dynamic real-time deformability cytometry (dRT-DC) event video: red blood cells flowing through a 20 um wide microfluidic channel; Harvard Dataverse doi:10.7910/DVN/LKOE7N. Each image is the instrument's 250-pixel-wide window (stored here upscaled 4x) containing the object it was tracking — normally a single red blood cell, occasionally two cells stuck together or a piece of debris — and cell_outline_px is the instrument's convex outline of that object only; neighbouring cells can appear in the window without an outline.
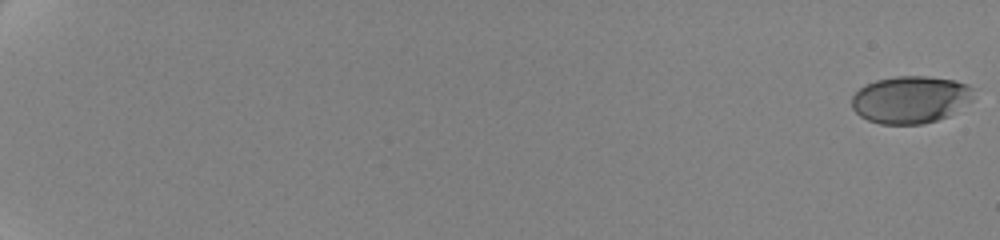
{"species": "human", "species_latin": "Homo sapiens", "temperature_condition": "cold", "stored_images_in_passage": 19, "camera_frame_rate_fps": 3000, "um_per_image_px": 0.085, "donor": {"sex": "female"}, "frame": {"image": 1, "passage_image": 1, "time_ms": 0.0, "image_size_px": [1000, 240], "cell_outline_px": [[972, 100], [948, 116], [924, 124], [880, 124], [868, 120], [860, 116], [852, 108], [852, 96], [864, 84], [876, 80], [896, 76], [928, 76], [956, 80], [968, 84], [972, 88]], "centroid_in_image_um": [77.38, 8.46], "position_along_channel_um": 7.6, "area_um2": 33.7}}
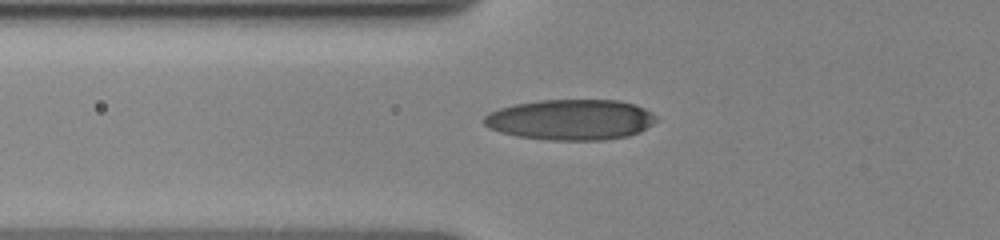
{"frame": {"image": 2, "passage_image": 11, "time_ms": 8.667, "image_size_px": [1000, 240], "cell_outline_px": [[660, 120], [640, 132], [628, 136], [604, 140], [548, 140], [516, 136], [500, 132], [488, 128], [484, 124], [484, 116], [500, 108], [516, 104], [540, 100], [616, 100], [636, 104], [652, 112]], "centroid_in_image_um": [48.56, 10.18], "position_along_channel_um": 77.2, "area_um2": 40.98}}
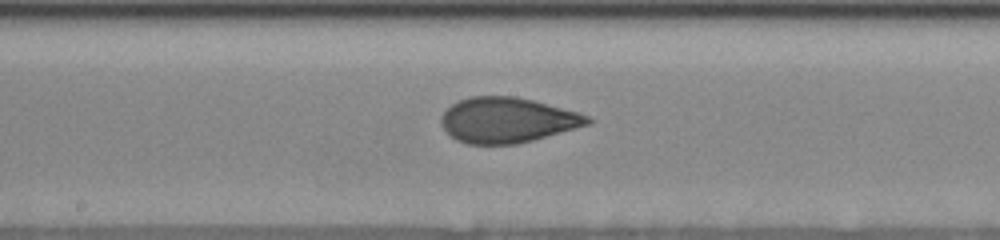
{"frame": {"image": 3, "passage_image": 19, "time_ms": 12.333, "image_size_px": [1000, 240], "cell_outline_px": [[592, 124], [532, 140], [516, 144], [468, 144], [456, 140], [444, 128], [440, 120], [444, 112], [452, 104], [460, 100], [472, 96], [516, 96], [532, 100], [592, 116]], "centroid_in_image_um": [43.15, 10.21], "position_along_channel_um": 205.1, "area_um2": 38.44}}